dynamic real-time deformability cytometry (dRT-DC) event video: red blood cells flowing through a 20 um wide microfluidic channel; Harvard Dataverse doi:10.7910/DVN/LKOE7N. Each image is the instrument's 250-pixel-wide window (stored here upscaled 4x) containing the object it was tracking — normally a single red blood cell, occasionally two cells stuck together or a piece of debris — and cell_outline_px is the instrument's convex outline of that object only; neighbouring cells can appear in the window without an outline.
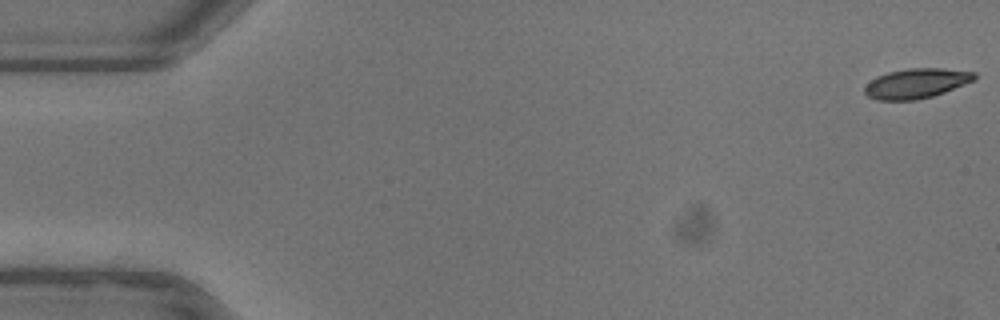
{"species": "common noctule bat (a hibernating species)", "species_latin": "Nyctalus noctula", "temperature_condition": "warm", "stored_images_in_passage": 9, "camera_frame_rate_fps": 3000, "um_per_image_px": 0.085, "animal": {"sex": "female"}, "frame": {"image": 1, "passage_image": 1, "time_ms": 0.0, "image_size_px": [1000, 320], "cell_outline_px": [[976, 80], [944, 92], [932, 96], [916, 100], [876, 100], [868, 96], [864, 92], [864, 88], [876, 76], [888, 72], [908, 68], [944, 68], [976, 72]], "centroid_in_image_um": [77.91, 7.08], "position_along_channel_um": 7.1, "area_um2": 19.13}}